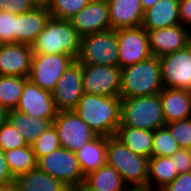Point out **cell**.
Segmentation results:
<instances>
[{"label": "cell", "instance_id": "obj_18", "mask_svg": "<svg viewBox=\"0 0 191 191\" xmlns=\"http://www.w3.org/2000/svg\"><path fill=\"white\" fill-rule=\"evenodd\" d=\"M49 18L46 5H38L30 12L16 15L15 43L32 45Z\"/></svg>", "mask_w": 191, "mask_h": 191}, {"label": "cell", "instance_id": "obj_46", "mask_svg": "<svg viewBox=\"0 0 191 191\" xmlns=\"http://www.w3.org/2000/svg\"><path fill=\"white\" fill-rule=\"evenodd\" d=\"M37 5H46L47 0H33Z\"/></svg>", "mask_w": 191, "mask_h": 191}, {"label": "cell", "instance_id": "obj_34", "mask_svg": "<svg viewBox=\"0 0 191 191\" xmlns=\"http://www.w3.org/2000/svg\"><path fill=\"white\" fill-rule=\"evenodd\" d=\"M23 146H27L24 138L20 135L17 128L6 121L0 128V148L3 151H8Z\"/></svg>", "mask_w": 191, "mask_h": 191}, {"label": "cell", "instance_id": "obj_16", "mask_svg": "<svg viewBox=\"0 0 191 191\" xmlns=\"http://www.w3.org/2000/svg\"><path fill=\"white\" fill-rule=\"evenodd\" d=\"M152 56L176 52L191 43V30L181 24L147 31Z\"/></svg>", "mask_w": 191, "mask_h": 191}, {"label": "cell", "instance_id": "obj_9", "mask_svg": "<svg viewBox=\"0 0 191 191\" xmlns=\"http://www.w3.org/2000/svg\"><path fill=\"white\" fill-rule=\"evenodd\" d=\"M53 125L61 147L72 152H77L98 136L73 110L57 112Z\"/></svg>", "mask_w": 191, "mask_h": 191}, {"label": "cell", "instance_id": "obj_42", "mask_svg": "<svg viewBox=\"0 0 191 191\" xmlns=\"http://www.w3.org/2000/svg\"><path fill=\"white\" fill-rule=\"evenodd\" d=\"M0 191H19L17 184L13 181L7 184H0Z\"/></svg>", "mask_w": 191, "mask_h": 191}, {"label": "cell", "instance_id": "obj_5", "mask_svg": "<svg viewBox=\"0 0 191 191\" xmlns=\"http://www.w3.org/2000/svg\"><path fill=\"white\" fill-rule=\"evenodd\" d=\"M106 163L117 170L127 186L147 185L149 159L131 152L115 136L107 137Z\"/></svg>", "mask_w": 191, "mask_h": 191}, {"label": "cell", "instance_id": "obj_19", "mask_svg": "<svg viewBox=\"0 0 191 191\" xmlns=\"http://www.w3.org/2000/svg\"><path fill=\"white\" fill-rule=\"evenodd\" d=\"M111 29L142 26L144 10L141 0H107Z\"/></svg>", "mask_w": 191, "mask_h": 191}, {"label": "cell", "instance_id": "obj_43", "mask_svg": "<svg viewBox=\"0 0 191 191\" xmlns=\"http://www.w3.org/2000/svg\"><path fill=\"white\" fill-rule=\"evenodd\" d=\"M78 191H101L97 188L91 187L85 180L77 187Z\"/></svg>", "mask_w": 191, "mask_h": 191}, {"label": "cell", "instance_id": "obj_21", "mask_svg": "<svg viewBox=\"0 0 191 191\" xmlns=\"http://www.w3.org/2000/svg\"><path fill=\"white\" fill-rule=\"evenodd\" d=\"M180 24L179 0H159L144 11L142 27L146 31Z\"/></svg>", "mask_w": 191, "mask_h": 191}, {"label": "cell", "instance_id": "obj_2", "mask_svg": "<svg viewBox=\"0 0 191 191\" xmlns=\"http://www.w3.org/2000/svg\"><path fill=\"white\" fill-rule=\"evenodd\" d=\"M163 88L159 57L151 56L121 68L119 96L122 99L159 94Z\"/></svg>", "mask_w": 191, "mask_h": 191}, {"label": "cell", "instance_id": "obj_33", "mask_svg": "<svg viewBox=\"0 0 191 191\" xmlns=\"http://www.w3.org/2000/svg\"><path fill=\"white\" fill-rule=\"evenodd\" d=\"M180 148L191 149V118L165 124Z\"/></svg>", "mask_w": 191, "mask_h": 191}, {"label": "cell", "instance_id": "obj_35", "mask_svg": "<svg viewBox=\"0 0 191 191\" xmlns=\"http://www.w3.org/2000/svg\"><path fill=\"white\" fill-rule=\"evenodd\" d=\"M16 14L0 11V44L15 43Z\"/></svg>", "mask_w": 191, "mask_h": 191}, {"label": "cell", "instance_id": "obj_32", "mask_svg": "<svg viewBox=\"0 0 191 191\" xmlns=\"http://www.w3.org/2000/svg\"><path fill=\"white\" fill-rule=\"evenodd\" d=\"M36 160L61 147L54 125L31 144Z\"/></svg>", "mask_w": 191, "mask_h": 191}, {"label": "cell", "instance_id": "obj_4", "mask_svg": "<svg viewBox=\"0 0 191 191\" xmlns=\"http://www.w3.org/2000/svg\"><path fill=\"white\" fill-rule=\"evenodd\" d=\"M165 124L159 94L121 100V123L119 126L142 128L153 132L164 127Z\"/></svg>", "mask_w": 191, "mask_h": 191}, {"label": "cell", "instance_id": "obj_22", "mask_svg": "<svg viewBox=\"0 0 191 191\" xmlns=\"http://www.w3.org/2000/svg\"><path fill=\"white\" fill-rule=\"evenodd\" d=\"M7 121L19 131L27 145H31L45 131L53 126L54 119H41L27 116L17 109L7 113Z\"/></svg>", "mask_w": 191, "mask_h": 191}, {"label": "cell", "instance_id": "obj_37", "mask_svg": "<svg viewBox=\"0 0 191 191\" xmlns=\"http://www.w3.org/2000/svg\"><path fill=\"white\" fill-rule=\"evenodd\" d=\"M170 158L174 160L178 174L191 172V149L180 148Z\"/></svg>", "mask_w": 191, "mask_h": 191}, {"label": "cell", "instance_id": "obj_23", "mask_svg": "<svg viewBox=\"0 0 191 191\" xmlns=\"http://www.w3.org/2000/svg\"><path fill=\"white\" fill-rule=\"evenodd\" d=\"M19 191H67L62 181L43 172L38 167L14 178Z\"/></svg>", "mask_w": 191, "mask_h": 191}, {"label": "cell", "instance_id": "obj_13", "mask_svg": "<svg viewBox=\"0 0 191 191\" xmlns=\"http://www.w3.org/2000/svg\"><path fill=\"white\" fill-rule=\"evenodd\" d=\"M82 65L76 60L67 68L52 91L56 110L71 111L84 94Z\"/></svg>", "mask_w": 191, "mask_h": 191}, {"label": "cell", "instance_id": "obj_7", "mask_svg": "<svg viewBox=\"0 0 191 191\" xmlns=\"http://www.w3.org/2000/svg\"><path fill=\"white\" fill-rule=\"evenodd\" d=\"M37 167L62 181L69 188H77L85 180L76 153L64 147H60L47 156L39 158Z\"/></svg>", "mask_w": 191, "mask_h": 191}, {"label": "cell", "instance_id": "obj_24", "mask_svg": "<svg viewBox=\"0 0 191 191\" xmlns=\"http://www.w3.org/2000/svg\"><path fill=\"white\" fill-rule=\"evenodd\" d=\"M115 137L125 144L131 152L148 159L152 157V131L142 128L118 126Z\"/></svg>", "mask_w": 191, "mask_h": 191}, {"label": "cell", "instance_id": "obj_38", "mask_svg": "<svg viewBox=\"0 0 191 191\" xmlns=\"http://www.w3.org/2000/svg\"><path fill=\"white\" fill-rule=\"evenodd\" d=\"M160 191H191V172L178 174Z\"/></svg>", "mask_w": 191, "mask_h": 191}, {"label": "cell", "instance_id": "obj_45", "mask_svg": "<svg viewBox=\"0 0 191 191\" xmlns=\"http://www.w3.org/2000/svg\"><path fill=\"white\" fill-rule=\"evenodd\" d=\"M7 113L8 111H6L2 106H0V128L7 121Z\"/></svg>", "mask_w": 191, "mask_h": 191}, {"label": "cell", "instance_id": "obj_17", "mask_svg": "<svg viewBox=\"0 0 191 191\" xmlns=\"http://www.w3.org/2000/svg\"><path fill=\"white\" fill-rule=\"evenodd\" d=\"M32 55L31 45L0 44V75L27 78Z\"/></svg>", "mask_w": 191, "mask_h": 191}, {"label": "cell", "instance_id": "obj_20", "mask_svg": "<svg viewBox=\"0 0 191 191\" xmlns=\"http://www.w3.org/2000/svg\"><path fill=\"white\" fill-rule=\"evenodd\" d=\"M159 95L166 124L191 118L190 90L164 87Z\"/></svg>", "mask_w": 191, "mask_h": 191}, {"label": "cell", "instance_id": "obj_39", "mask_svg": "<svg viewBox=\"0 0 191 191\" xmlns=\"http://www.w3.org/2000/svg\"><path fill=\"white\" fill-rule=\"evenodd\" d=\"M180 24L191 30V0H179Z\"/></svg>", "mask_w": 191, "mask_h": 191}, {"label": "cell", "instance_id": "obj_8", "mask_svg": "<svg viewBox=\"0 0 191 191\" xmlns=\"http://www.w3.org/2000/svg\"><path fill=\"white\" fill-rule=\"evenodd\" d=\"M75 61L64 54H33L28 80L41 89L52 92L58 80Z\"/></svg>", "mask_w": 191, "mask_h": 191}, {"label": "cell", "instance_id": "obj_10", "mask_svg": "<svg viewBox=\"0 0 191 191\" xmlns=\"http://www.w3.org/2000/svg\"><path fill=\"white\" fill-rule=\"evenodd\" d=\"M165 88L191 91V43L176 52L159 57Z\"/></svg>", "mask_w": 191, "mask_h": 191}, {"label": "cell", "instance_id": "obj_25", "mask_svg": "<svg viewBox=\"0 0 191 191\" xmlns=\"http://www.w3.org/2000/svg\"><path fill=\"white\" fill-rule=\"evenodd\" d=\"M76 153L84 176L106 164L107 137L97 136Z\"/></svg>", "mask_w": 191, "mask_h": 191}, {"label": "cell", "instance_id": "obj_29", "mask_svg": "<svg viewBox=\"0 0 191 191\" xmlns=\"http://www.w3.org/2000/svg\"><path fill=\"white\" fill-rule=\"evenodd\" d=\"M27 80L28 78L0 75V106L6 111L16 109Z\"/></svg>", "mask_w": 191, "mask_h": 191}, {"label": "cell", "instance_id": "obj_15", "mask_svg": "<svg viewBox=\"0 0 191 191\" xmlns=\"http://www.w3.org/2000/svg\"><path fill=\"white\" fill-rule=\"evenodd\" d=\"M17 110L27 116L41 119H55L57 110L52 98V92L41 89L29 80L24 83L23 92Z\"/></svg>", "mask_w": 191, "mask_h": 191}, {"label": "cell", "instance_id": "obj_12", "mask_svg": "<svg viewBox=\"0 0 191 191\" xmlns=\"http://www.w3.org/2000/svg\"><path fill=\"white\" fill-rule=\"evenodd\" d=\"M119 66L124 68L152 56L147 31L142 27L118 29Z\"/></svg>", "mask_w": 191, "mask_h": 191}, {"label": "cell", "instance_id": "obj_47", "mask_svg": "<svg viewBox=\"0 0 191 191\" xmlns=\"http://www.w3.org/2000/svg\"><path fill=\"white\" fill-rule=\"evenodd\" d=\"M67 191H78L77 188H70L69 190Z\"/></svg>", "mask_w": 191, "mask_h": 191}, {"label": "cell", "instance_id": "obj_36", "mask_svg": "<svg viewBox=\"0 0 191 191\" xmlns=\"http://www.w3.org/2000/svg\"><path fill=\"white\" fill-rule=\"evenodd\" d=\"M37 6L33 0H0V11L16 15L30 12Z\"/></svg>", "mask_w": 191, "mask_h": 191}, {"label": "cell", "instance_id": "obj_31", "mask_svg": "<svg viewBox=\"0 0 191 191\" xmlns=\"http://www.w3.org/2000/svg\"><path fill=\"white\" fill-rule=\"evenodd\" d=\"M152 157H170L180 149L176 140L171 136L169 129L164 126L153 131Z\"/></svg>", "mask_w": 191, "mask_h": 191}, {"label": "cell", "instance_id": "obj_11", "mask_svg": "<svg viewBox=\"0 0 191 191\" xmlns=\"http://www.w3.org/2000/svg\"><path fill=\"white\" fill-rule=\"evenodd\" d=\"M84 92L101 96H119L120 66L82 65Z\"/></svg>", "mask_w": 191, "mask_h": 191}, {"label": "cell", "instance_id": "obj_30", "mask_svg": "<svg viewBox=\"0 0 191 191\" xmlns=\"http://www.w3.org/2000/svg\"><path fill=\"white\" fill-rule=\"evenodd\" d=\"M91 0H47L46 7L50 17L69 20Z\"/></svg>", "mask_w": 191, "mask_h": 191}, {"label": "cell", "instance_id": "obj_3", "mask_svg": "<svg viewBox=\"0 0 191 191\" xmlns=\"http://www.w3.org/2000/svg\"><path fill=\"white\" fill-rule=\"evenodd\" d=\"M80 45L81 36L69 20L50 17L31 47L33 54H64L76 60Z\"/></svg>", "mask_w": 191, "mask_h": 191}, {"label": "cell", "instance_id": "obj_14", "mask_svg": "<svg viewBox=\"0 0 191 191\" xmlns=\"http://www.w3.org/2000/svg\"><path fill=\"white\" fill-rule=\"evenodd\" d=\"M80 36L111 29L107 0H91L69 19Z\"/></svg>", "mask_w": 191, "mask_h": 191}, {"label": "cell", "instance_id": "obj_26", "mask_svg": "<svg viewBox=\"0 0 191 191\" xmlns=\"http://www.w3.org/2000/svg\"><path fill=\"white\" fill-rule=\"evenodd\" d=\"M178 172L174 160L167 156H156L149 159L147 185L154 191H160L172 182Z\"/></svg>", "mask_w": 191, "mask_h": 191}, {"label": "cell", "instance_id": "obj_41", "mask_svg": "<svg viewBox=\"0 0 191 191\" xmlns=\"http://www.w3.org/2000/svg\"><path fill=\"white\" fill-rule=\"evenodd\" d=\"M123 191H154L148 185L126 186Z\"/></svg>", "mask_w": 191, "mask_h": 191}, {"label": "cell", "instance_id": "obj_44", "mask_svg": "<svg viewBox=\"0 0 191 191\" xmlns=\"http://www.w3.org/2000/svg\"><path fill=\"white\" fill-rule=\"evenodd\" d=\"M159 0H141L142 8L144 11L151 8L155 5Z\"/></svg>", "mask_w": 191, "mask_h": 191}, {"label": "cell", "instance_id": "obj_28", "mask_svg": "<svg viewBox=\"0 0 191 191\" xmlns=\"http://www.w3.org/2000/svg\"><path fill=\"white\" fill-rule=\"evenodd\" d=\"M8 169L15 178L37 167V160L31 145L4 151Z\"/></svg>", "mask_w": 191, "mask_h": 191}, {"label": "cell", "instance_id": "obj_1", "mask_svg": "<svg viewBox=\"0 0 191 191\" xmlns=\"http://www.w3.org/2000/svg\"><path fill=\"white\" fill-rule=\"evenodd\" d=\"M120 96L84 93L73 111L98 135L115 136L121 123Z\"/></svg>", "mask_w": 191, "mask_h": 191}, {"label": "cell", "instance_id": "obj_27", "mask_svg": "<svg viewBox=\"0 0 191 191\" xmlns=\"http://www.w3.org/2000/svg\"><path fill=\"white\" fill-rule=\"evenodd\" d=\"M85 181L101 191H123L127 186L117 170L107 163L86 175Z\"/></svg>", "mask_w": 191, "mask_h": 191}, {"label": "cell", "instance_id": "obj_40", "mask_svg": "<svg viewBox=\"0 0 191 191\" xmlns=\"http://www.w3.org/2000/svg\"><path fill=\"white\" fill-rule=\"evenodd\" d=\"M14 181V177L10 173L4 151L0 148V184H7Z\"/></svg>", "mask_w": 191, "mask_h": 191}, {"label": "cell", "instance_id": "obj_6", "mask_svg": "<svg viewBox=\"0 0 191 191\" xmlns=\"http://www.w3.org/2000/svg\"><path fill=\"white\" fill-rule=\"evenodd\" d=\"M76 61L81 65L119 66L116 30L109 29L81 36L80 52Z\"/></svg>", "mask_w": 191, "mask_h": 191}]
</instances>
